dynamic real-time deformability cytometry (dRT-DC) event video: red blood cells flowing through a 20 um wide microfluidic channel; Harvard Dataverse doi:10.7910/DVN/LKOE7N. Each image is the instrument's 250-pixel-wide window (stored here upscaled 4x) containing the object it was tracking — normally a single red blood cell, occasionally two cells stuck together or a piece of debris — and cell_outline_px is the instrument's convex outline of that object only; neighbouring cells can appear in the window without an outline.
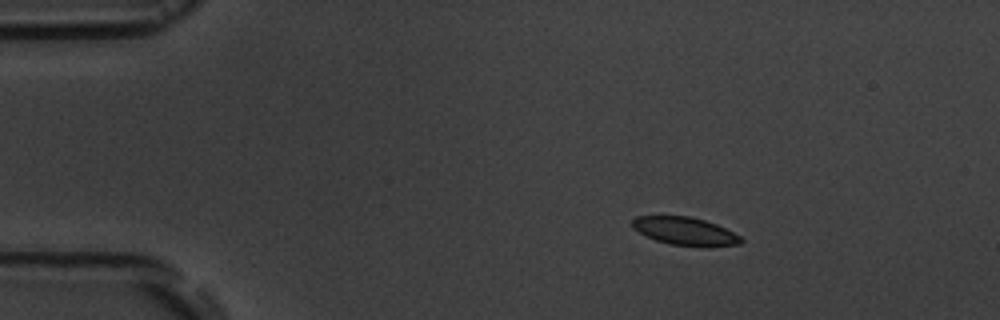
{"species": "common noctule bat (a hibernating species)", "species_latin": "Nyctalus noctula", "temperature_condition": "room temperature", "stored_images_in_passage": 4, "camera_frame_rate_fps": 3000, "um_per_image_px": 0.085, "animal": {"sex": "male", "body_mass_g": 19.5, "forearm_length_mm": 54.6}, "frame": {"image": 1, "passage_image": 2, "time_ms": 1.0, "image_size_px": [1000, 320], "cell_outline_px": [[744, 240], [740, 244], [704, 248], [668, 244], [656, 240], [632, 228], [632, 220], [636, 216], [692, 216], [716, 224], [740, 236]], "centroid_in_image_um": [58.25, 19.67], "position_along_channel_um": 26.7, "area_um2": 17.92}}
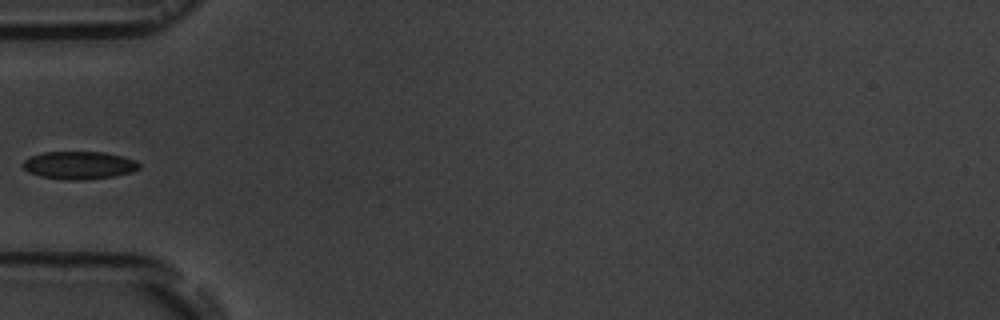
{"frame": {"image": 2, "passage_image": 4, "time_ms": 4.333, "image_size_px": [1000, 320], "cell_outline_px": [[140, 168], [132, 172], [112, 176], [84, 180], [64, 180], [40, 176], [28, 172], [20, 164], [24, 160], [32, 156], [44, 152], [104, 152], [136, 160], [140, 164]], "centroid_in_image_um": [6.71, 14.05], "position_along_channel_um": 78.3, "area_um2": 18.84}}